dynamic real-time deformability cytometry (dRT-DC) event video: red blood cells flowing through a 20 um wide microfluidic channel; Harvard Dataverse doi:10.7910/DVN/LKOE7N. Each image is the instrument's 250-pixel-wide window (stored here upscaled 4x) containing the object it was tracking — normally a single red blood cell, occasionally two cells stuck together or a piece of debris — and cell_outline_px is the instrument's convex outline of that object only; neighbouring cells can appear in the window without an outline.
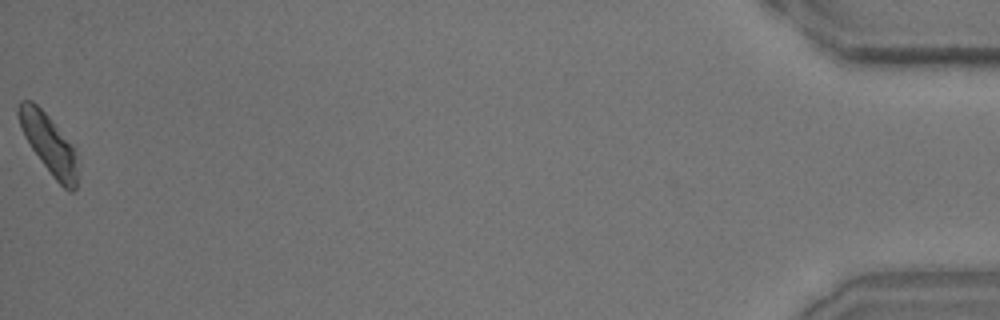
{"species": "common noctule bat (a hibernating species)", "species_latin": "Nyctalus noctula", "temperature_condition": "room temperature", "stored_images_in_passage": 47, "camera_frame_rate_fps": 3000, "um_per_image_px": 0.085, "animal": {"sex": "male", "body_mass_g": 15.6}, "frame": {"image": 1, "passage_image": 47, "time_ms": 15.333, "image_size_px": [1000, 320], "cell_outline_px": [[76, 188], [72, 192], [68, 192], [52, 176], [40, 160], [24, 136], [16, 112], [16, 108], [20, 100], [32, 100], [48, 116], [76, 148]], "centroid_in_image_um": [4.14, 12.21], "position_along_channel_um": 431.1, "area_um2": 20.29}}